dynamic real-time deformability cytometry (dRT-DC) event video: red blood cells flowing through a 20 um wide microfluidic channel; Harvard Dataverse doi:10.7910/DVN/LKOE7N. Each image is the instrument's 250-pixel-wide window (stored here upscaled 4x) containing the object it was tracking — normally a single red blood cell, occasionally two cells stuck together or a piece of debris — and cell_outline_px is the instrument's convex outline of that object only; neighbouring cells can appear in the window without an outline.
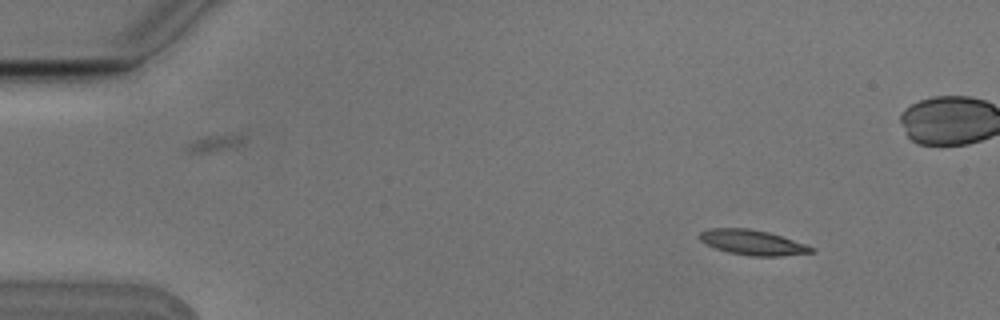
{"species": "Egyptian fruit bat (a non-hibernating species)", "species_latin": "Rousettus aegyptiacus", "temperature_condition": "cold", "stored_images_in_passage": 7, "camera_frame_rate_fps": 3000, "um_per_image_px": 0.085, "animal": {"sex": "male"}, "frame": {"image": 1, "passage_image": 1, "time_ms": 0.0, "image_size_px": [1000, 320], "cell_outline_px": [[816, 252], [780, 256], [748, 256], [728, 252], [716, 248], [700, 240], [696, 236], [700, 232], [708, 228], [748, 228], [768, 232], [816, 248]], "centroid_in_image_um": [63.95, 20.61], "position_along_channel_um": 21.1, "area_um2": 16.3}}